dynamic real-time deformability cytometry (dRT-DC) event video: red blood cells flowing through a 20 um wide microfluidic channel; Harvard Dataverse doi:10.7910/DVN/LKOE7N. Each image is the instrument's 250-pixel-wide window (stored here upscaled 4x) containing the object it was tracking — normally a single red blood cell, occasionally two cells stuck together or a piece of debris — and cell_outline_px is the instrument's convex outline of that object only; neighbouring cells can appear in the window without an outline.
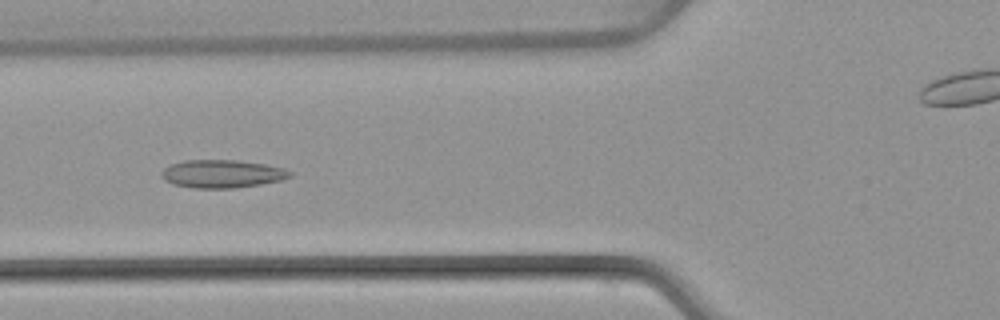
{"species": "common noctule bat (a hibernating species)", "species_latin": "Nyctalus noctula", "temperature_condition": "warm", "stored_images_in_passage": 43, "camera_frame_rate_fps": 3000, "um_per_image_px": 0.085, "animal": {"sex": "female", "body_mass_g": 22.7, "forearm_length_mm": 54.2}, "frame": {"image": 1, "passage_image": 18, "time_ms": 5.667, "image_size_px": [1000, 320], "cell_outline_px": [[292, 176], [280, 180], [260, 184], [236, 188], [192, 188], [172, 184], [164, 180], [160, 176], [160, 172], [164, 168], [172, 164], [184, 160], [236, 160], [264, 164], [284, 168], [292, 172]], "centroid_in_image_um": [18.84, 14.78], "position_along_channel_um": 107.0, "area_um2": 21.04}}
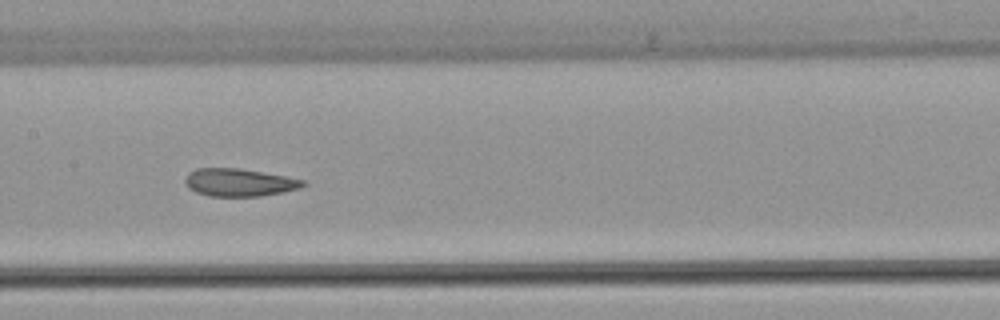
{"frame": {"image": 2, "passage_image": 24, "time_ms": 7.667, "image_size_px": [1000, 320], "cell_outline_px": [[308, 184], [300, 188], [260, 196], [208, 196], [196, 192], [188, 188], [184, 180], [188, 172], [196, 168], [240, 168], [284, 176], [304, 180]], "centroid_in_image_um": [20.3, 15.5], "position_along_channel_um": 187.1, "area_um2": 19.02}}
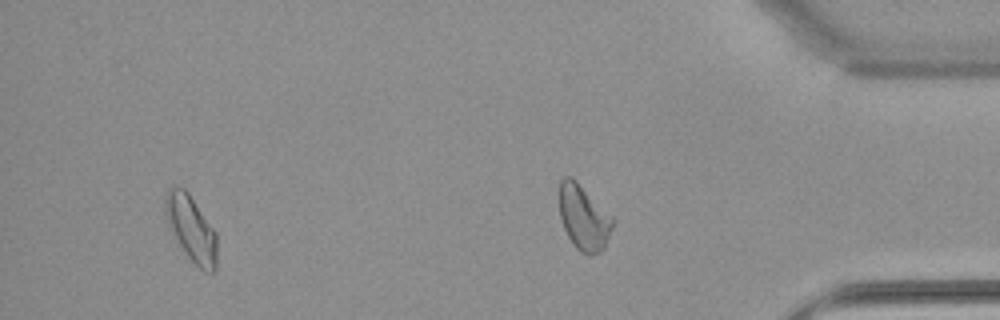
{"frame": {"image": 3, "passage_image": 40, "time_ms": 13.0, "image_size_px": [1000, 320], "cell_outline_px": [[216, 272], [204, 272], [188, 256], [168, 228], [164, 212], [164, 200], [168, 188], [176, 184], [184, 188], [188, 192], [216, 232]], "centroid_in_image_um": [16.22, 19.38], "position_along_channel_um": 419.0, "area_um2": 19.94}, "authors_computed_cell_mechanics": {"area_um2": 19.941, "velocity_mm_per_s": 3.9929, "shape_relaxation_time_tau1_ms": null, "shape_relaxation_time_tau2_ms": 2.1677, "deformation_change_tau1": null, "deformation_change_tau2": 0.0848}}